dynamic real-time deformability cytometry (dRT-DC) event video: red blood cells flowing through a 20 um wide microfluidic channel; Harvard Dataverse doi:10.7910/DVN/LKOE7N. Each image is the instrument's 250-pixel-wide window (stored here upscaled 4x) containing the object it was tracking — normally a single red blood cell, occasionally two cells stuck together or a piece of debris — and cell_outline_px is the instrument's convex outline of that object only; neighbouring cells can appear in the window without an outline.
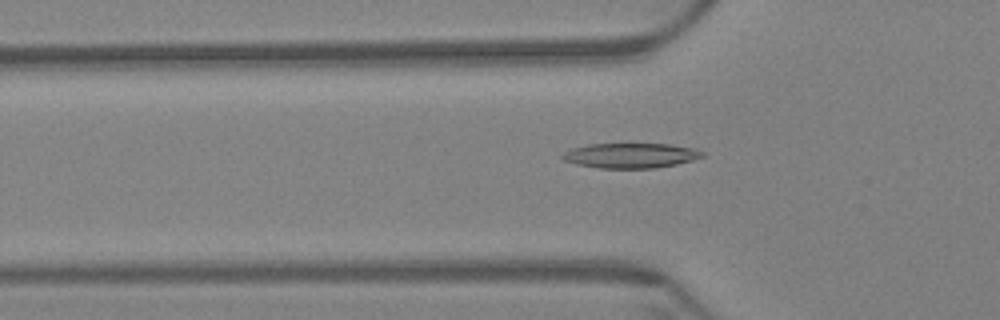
{"species": "Egyptian fruit bat (a non-hibernating species)", "species_latin": "Rousettus aegyptiacus", "temperature_condition": "warm", "stored_images_in_passage": 60, "camera_frame_rate_fps": 3000, "um_per_image_px": 0.085, "animal": {"sex": "female"}, "frame": {"image": 1, "passage_image": 20, "time_ms": 6.333, "image_size_px": [1000, 320], "cell_outline_px": [[704, 156], [692, 160], [676, 164], [656, 168], [600, 168], [576, 164], [564, 160], [560, 156], [564, 152], [572, 148], [588, 144], [668, 144], [696, 148], [704, 152]], "centroid_in_image_um": [53.61, 13.22], "position_along_channel_um": 72.2, "area_um2": 20.35}}
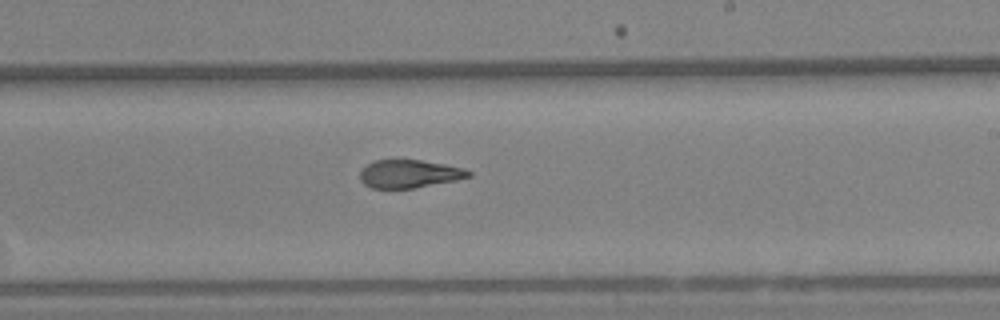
{"frame": {"image": 2, "passage_image": 36, "time_ms": 11.667, "image_size_px": [1000, 320], "cell_outline_px": [[472, 176], [456, 180], [412, 188], [372, 188], [364, 184], [360, 180], [360, 172], [368, 164], [376, 160], [420, 160], [444, 164], [464, 168], [472, 172]], "centroid_in_image_um": [34.81, 14.77], "position_along_channel_um": 254.2, "area_um2": 17.57}}
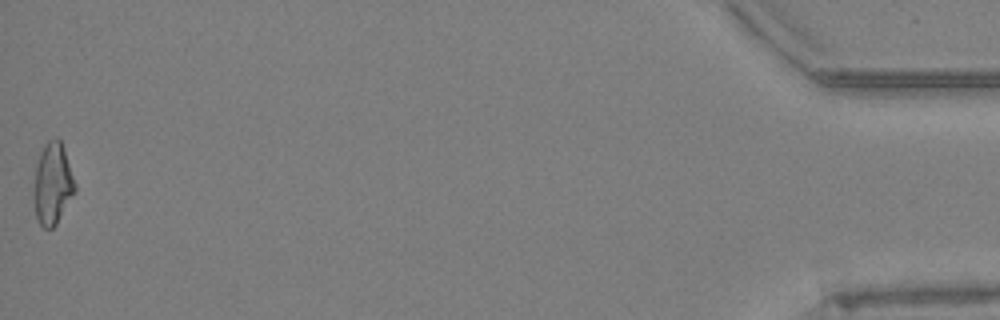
{"frame": {"image": 3, "passage_image": 60, "time_ms": 19.667, "image_size_px": [1000, 320], "cell_outline_px": [[76, 192], [56, 224], [52, 228], [44, 228], [40, 224], [36, 216], [36, 164], [40, 152], [44, 144], [48, 140], [56, 136], [60, 140], [76, 184]], "centroid_in_image_um": [4.51, 15.6], "position_along_channel_um": 430.7, "area_um2": 19.02}, "authors_computed_cell_mechanics": {"area_um2": 19.3919, "velocity_mm_per_s": 3.4178, "shape_relaxation_time_tau1_ms": 8.2085, "shape_relaxation_time_tau2_ms": 3.1318, "deformation_change_tau1": 0.2259, "deformation_change_tau2": 0.0937}}